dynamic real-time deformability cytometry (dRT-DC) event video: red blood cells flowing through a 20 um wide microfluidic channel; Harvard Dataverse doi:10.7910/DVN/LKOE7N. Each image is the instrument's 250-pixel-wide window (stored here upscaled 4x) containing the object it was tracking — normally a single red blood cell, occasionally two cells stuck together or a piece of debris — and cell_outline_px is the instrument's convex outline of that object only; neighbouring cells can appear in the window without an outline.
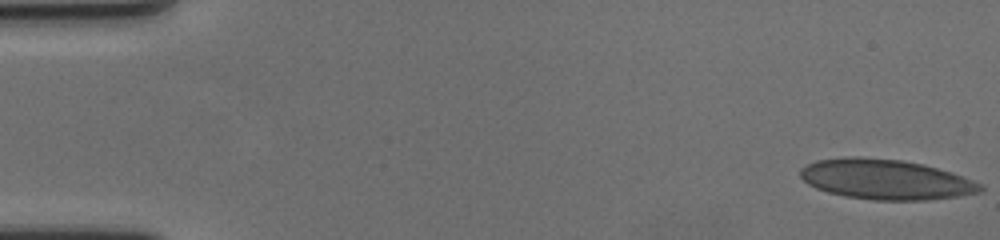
{"species": "human", "species_latin": "Homo sapiens", "temperature_condition": "cold", "stored_images_in_passage": 58, "camera_frame_rate_fps": 3000, "um_per_image_px": 0.085, "donor": {"sex": "female"}, "frame": {"image": 1, "passage_image": 1, "time_ms": 0.0, "image_size_px": [1000, 240], "cell_outline_px": [[984, 188], [980, 192], [956, 196], [924, 200], [872, 200], [848, 196], [828, 192], [816, 188], [808, 184], [800, 176], [800, 168], [816, 160], [900, 160], [920, 164], [936, 168], [960, 176], [980, 184]], "centroid_in_image_um": [75.29, 15.3], "position_along_channel_um": 9.7, "area_um2": 40.17}}
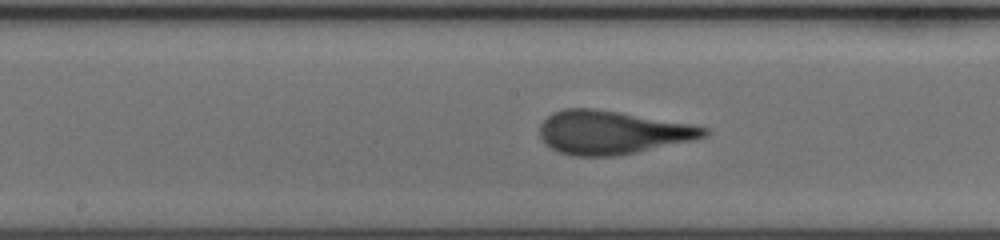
{"frame": {"image": 2, "passage_image": 30, "time_ms": 9.667, "image_size_px": [1000, 240], "cell_outline_px": [[708, 132], [704, 136], [692, 140], [636, 152], [616, 156], [572, 156], [556, 152], [544, 144], [540, 136], [540, 124], [552, 112], [564, 108], [592, 108], [620, 112], [692, 124], [708, 128]], "centroid_in_image_um": [51.96, 11.25], "position_along_channel_um": 196.2, "area_um2": 41.62}}
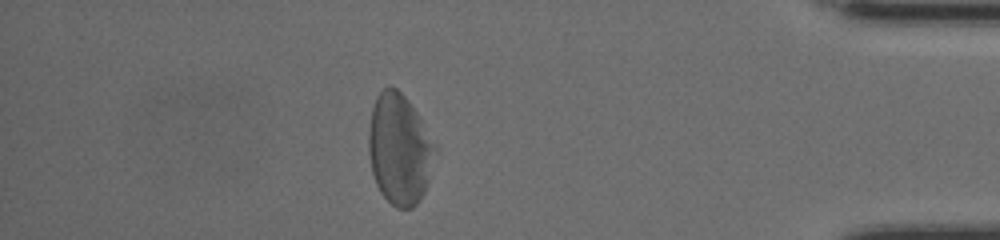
{"frame": {"image": 3, "passage_image": 51, "time_ms": 16.667, "image_size_px": [1000, 240], "cell_outline_px": [[432, 148], [428, 180], [424, 192], [420, 200], [412, 208], [396, 208], [380, 192], [376, 184], [372, 172], [368, 152], [368, 136], [372, 108], [376, 96], [388, 84], [392, 84], [404, 96], [416, 112], [420, 120]], "centroid_in_image_um": [33.85, 12.68], "position_along_channel_um": 401.3, "area_um2": 41.5}, "authors_computed_cell_mechanics": {"area_um2": 41.0958, "velocity_mm_per_s": 3.5146, "shape_relaxation_time_tau1_ms": 5.1287, "shape_relaxation_time_tau2_ms": 0.8569, "deformation_change_tau1": 0.169, "deformation_change_tau2": 0.0685}}